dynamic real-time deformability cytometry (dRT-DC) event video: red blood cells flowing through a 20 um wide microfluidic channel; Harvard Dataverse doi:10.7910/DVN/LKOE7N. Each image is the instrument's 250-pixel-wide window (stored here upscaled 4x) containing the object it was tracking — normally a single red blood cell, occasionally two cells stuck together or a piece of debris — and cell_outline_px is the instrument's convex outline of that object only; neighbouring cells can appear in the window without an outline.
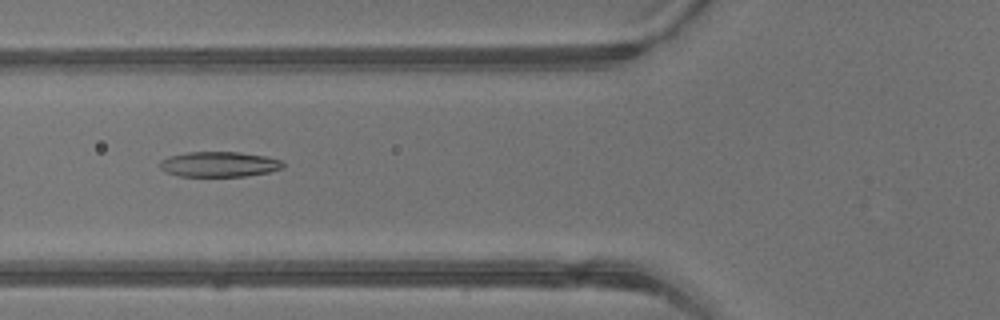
{"species": "common noctule bat (a hibernating species)", "species_latin": "Nyctalus noctula", "temperature_condition": "warm", "stored_images_in_passage": 4, "camera_frame_rate_fps": 3000, "um_per_image_px": 0.085, "animal": {"sex": "male", "body_mass_g": 13.3}, "frame": {"image": 1, "passage_image": 4, "time_ms": 1.0, "image_size_px": [1000, 320], "cell_outline_px": [[284, 168], [268, 172], [248, 176], [180, 176], [168, 172], [160, 168], [160, 160], [168, 156], [188, 152], [240, 152], [264, 156], [280, 160], [284, 164]], "centroid_in_image_um": [18.63, 13.96], "position_along_channel_um": 107.2, "area_um2": 18.03}}